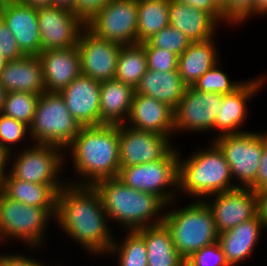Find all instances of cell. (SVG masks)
Here are the masks:
<instances>
[{
	"instance_id": "obj_1",
	"label": "cell",
	"mask_w": 267,
	"mask_h": 266,
	"mask_svg": "<svg viewBox=\"0 0 267 266\" xmlns=\"http://www.w3.org/2000/svg\"><path fill=\"white\" fill-rule=\"evenodd\" d=\"M54 223L94 258L106 256L115 238L100 196L90 185L67 183L58 192Z\"/></svg>"
},
{
	"instance_id": "obj_2",
	"label": "cell",
	"mask_w": 267,
	"mask_h": 266,
	"mask_svg": "<svg viewBox=\"0 0 267 266\" xmlns=\"http://www.w3.org/2000/svg\"><path fill=\"white\" fill-rule=\"evenodd\" d=\"M67 156L74 169V177H66L69 184L92 186L98 180L117 177L120 170L119 125L82 126L65 149L68 161Z\"/></svg>"
},
{
	"instance_id": "obj_3",
	"label": "cell",
	"mask_w": 267,
	"mask_h": 266,
	"mask_svg": "<svg viewBox=\"0 0 267 266\" xmlns=\"http://www.w3.org/2000/svg\"><path fill=\"white\" fill-rule=\"evenodd\" d=\"M105 213L124 231H137L163 223L166 205L155 195L128 187L117 177L96 181Z\"/></svg>"
},
{
	"instance_id": "obj_4",
	"label": "cell",
	"mask_w": 267,
	"mask_h": 266,
	"mask_svg": "<svg viewBox=\"0 0 267 266\" xmlns=\"http://www.w3.org/2000/svg\"><path fill=\"white\" fill-rule=\"evenodd\" d=\"M208 145L193 150L186 158L179 151L178 197L184 194V197L203 200L210 195L237 188L223 152L213 141Z\"/></svg>"
},
{
	"instance_id": "obj_5",
	"label": "cell",
	"mask_w": 267,
	"mask_h": 266,
	"mask_svg": "<svg viewBox=\"0 0 267 266\" xmlns=\"http://www.w3.org/2000/svg\"><path fill=\"white\" fill-rule=\"evenodd\" d=\"M170 205V206H169ZM164 212L163 224L170 231L177 252L186 260L194 252L218 242L219 232L211 210L203 200Z\"/></svg>"
},
{
	"instance_id": "obj_6",
	"label": "cell",
	"mask_w": 267,
	"mask_h": 266,
	"mask_svg": "<svg viewBox=\"0 0 267 266\" xmlns=\"http://www.w3.org/2000/svg\"><path fill=\"white\" fill-rule=\"evenodd\" d=\"M55 213L56 208L25 205L8 198L0 190V243L8 245L15 240L24 243L27 250L28 247L32 251L42 250L48 234L46 230Z\"/></svg>"
},
{
	"instance_id": "obj_7",
	"label": "cell",
	"mask_w": 267,
	"mask_h": 266,
	"mask_svg": "<svg viewBox=\"0 0 267 266\" xmlns=\"http://www.w3.org/2000/svg\"><path fill=\"white\" fill-rule=\"evenodd\" d=\"M30 143L10 153L9 173L21 181L51 185L59 192L68 183L65 177L61 178L68 165L65 150L55 145Z\"/></svg>"
},
{
	"instance_id": "obj_8",
	"label": "cell",
	"mask_w": 267,
	"mask_h": 266,
	"mask_svg": "<svg viewBox=\"0 0 267 266\" xmlns=\"http://www.w3.org/2000/svg\"><path fill=\"white\" fill-rule=\"evenodd\" d=\"M81 127L70 115L60 93L44 92L38 99L29 137L33 144H50L65 150Z\"/></svg>"
},
{
	"instance_id": "obj_9",
	"label": "cell",
	"mask_w": 267,
	"mask_h": 266,
	"mask_svg": "<svg viewBox=\"0 0 267 266\" xmlns=\"http://www.w3.org/2000/svg\"><path fill=\"white\" fill-rule=\"evenodd\" d=\"M178 155L174 146L162 159L120 167L117 178L128 187L157 196L166 206L177 203Z\"/></svg>"
},
{
	"instance_id": "obj_10",
	"label": "cell",
	"mask_w": 267,
	"mask_h": 266,
	"mask_svg": "<svg viewBox=\"0 0 267 266\" xmlns=\"http://www.w3.org/2000/svg\"><path fill=\"white\" fill-rule=\"evenodd\" d=\"M210 140L223 152L230 166L234 185L251 188L255 192V179L263 153V131L246 130Z\"/></svg>"
},
{
	"instance_id": "obj_11",
	"label": "cell",
	"mask_w": 267,
	"mask_h": 266,
	"mask_svg": "<svg viewBox=\"0 0 267 266\" xmlns=\"http://www.w3.org/2000/svg\"><path fill=\"white\" fill-rule=\"evenodd\" d=\"M137 0H111L85 27L96 37L124 46L138 43Z\"/></svg>"
},
{
	"instance_id": "obj_12",
	"label": "cell",
	"mask_w": 267,
	"mask_h": 266,
	"mask_svg": "<svg viewBox=\"0 0 267 266\" xmlns=\"http://www.w3.org/2000/svg\"><path fill=\"white\" fill-rule=\"evenodd\" d=\"M222 103L223 94L201 92L187 86L184 96L174 109V136L184 132H213Z\"/></svg>"
},
{
	"instance_id": "obj_13",
	"label": "cell",
	"mask_w": 267,
	"mask_h": 266,
	"mask_svg": "<svg viewBox=\"0 0 267 266\" xmlns=\"http://www.w3.org/2000/svg\"><path fill=\"white\" fill-rule=\"evenodd\" d=\"M174 142L165 135L119 125L120 167H129L162 159Z\"/></svg>"
},
{
	"instance_id": "obj_14",
	"label": "cell",
	"mask_w": 267,
	"mask_h": 266,
	"mask_svg": "<svg viewBox=\"0 0 267 266\" xmlns=\"http://www.w3.org/2000/svg\"><path fill=\"white\" fill-rule=\"evenodd\" d=\"M120 48L121 45L98 38L85 27L77 42L81 74L99 82L115 79Z\"/></svg>"
},
{
	"instance_id": "obj_15",
	"label": "cell",
	"mask_w": 267,
	"mask_h": 266,
	"mask_svg": "<svg viewBox=\"0 0 267 266\" xmlns=\"http://www.w3.org/2000/svg\"><path fill=\"white\" fill-rule=\"evenodd\" d=\"M211 210L218 232L234 228L258 214L257 196L251 188L237 187L203 199Z\"/></svg>"
},
{
	"instance_id": "obj_16",
	"label": "cell",
	"mask_w": 267,
	"mask_h": 266,
	"mask_svg": "<svg viewBox=\"0 0 267 266\" xmlns=\"http://www.w3.org/2000/svg\"><path fill=\"white\" fill-rule=\"evenodd\" d=\"M37 16L41 52L77 46L79 35L85 28V24L73 11L55 6L39 7Z\"/></svg>"
},
{
	"instance_id": "obj_17",
	"label": "cell",
	"mask_w": 267,
	"mask_h": 266,
	"mask_svg": "<svg viewBox=\"0 0 267 266\" xmlns=\"http://www.w3.org/2000/svg\"><path fill=\"white\" fill-rule=\"evenodd\" d=\"M265 74V75H264ZM255 78H248L234 92L223 94V103L215 119L213 131L216 135L213 139L225 134H239L246 132L243 130L248 114V104L254 96L267 84V74L264 73ZM242 128V130L240 129Z\"/></svg>"
},
{
	"instance_id": "obj_18",
	"label": "cell",
	"mask_w": 267,
	"mask_h": 266,
	"mask_svg": "<svg viewBox=\"0 0 267 266\" xmlns=\"http://www.w3.org/2000/svg\"><path fill=\"white\" fill-rule=\"evenodd\" d=\"M100 90L101 82L81 74L59 93L70 115L81 126H99Z\"/></svg>"
},
{
	"instance_id": "obj_19",
	"label": "cell",
	"mask_w": 267,
	"mask_h": 266,
	"mask_svg": "<svg viewBox=\"0 0 267 266\" xmlns=\"http://www.w3.org/2000/svg\"><path fill=\"white\" fill-rule=\"evenodd\" d=\"M125 125L168 136L174 141V109L168 104L142 94H134Z\"/></svg>"
},
{
	"instance_id": "obj_20",
	"label": "cell",
	"mask_w": 267,
	"mask_h": 266,
	"mask_svg": "<svg viewBox=\"0 0 267 266\" xmlns=\"http://www.w3.org/2000/svg\"><path fill=\"white\" fill-rule=\"evenodd\" d=\"M0 16L25 55L38 56L41 53L37 8L18 1L0 6Z\"/></svg>"
},
{
	"instance_id": "obj_21",
	"label": "cell",
	"mask_w": 267,
	"mask_h": 266,
	"mask_svg": "<svg viewBox=\"0 0 267 266\" xmlns=\"http://www.w3.org/2000/svg\"><path fill=\"white\" fill-rule=\"evenodd\" d=\"M262 231L267 232V229L257 214L250 220L219 233L218 243L229 266H237L240 262L253 258L256 246H259V240L262 239Z\"/></svg>"
},
{
	"instance_id": "obj_22",
	"label": "cell",
	"mask_w": 267,
	"mask_h": 266,
	"mask_svg": "<svg viewBox=\"0 0 267 266\" xmlns=\"http://www.w3.org/2000/svg\"><path fill=\"white\" fill-rule=\"evenodd\" d=\"M38 56L42 63L46 92L59 93L81 75L77 46L44 50Z\"/></svg>"
},
{
	"instance_id": "obj_23",
	"label": "cell",
	"mask_w": 267,
	"mask_h": 266,
	"mask_svg": "<svg viewBox=\"0 0 267 266\" xmlns=\"http://www.w3.org/2000/svg\"><path fill=\"white\" fill-rule=\"evenodd\" d=\"M0 85L6 92H46L42 63L39 56L25 55L22 58L8 60L0 74Z\"/></svg>"
},
{
	"instance_id": "obj_24",
	"label": "cell",
	"mask_w": 267,
	"mask_h": 266,
	"mask_svg": "<svg viewBox=\"0 0 267 266\" xmlns=\"http://www.w3.org/2000/svg\"><path fill=\"white\" fill-rule=\"evenodd\" d=\"M169 26L180 30L191 42L214 37L220 24L207 12L169 0Z\"/></svg>"
},
{
	"instance_id": "obj_25",
	"label": "cell",
	"mask_w": 267,
	"mask_h": 266,
	"mask_svg": "<svg viewBox=\"0 0 267 266\" xmlns=\"http://www.w3.org/2000/svg\"><path fill=\"white\" fill-rule=\"evenodd\" d=\"M135 89L117 79L101 82L100 125L125 124L130 111Z\"/></svg>"
},
{
	"instance_id": "obj_26",
	"label": "cell",
	"mask_w": 267,
	"mask_h": 266,
	"mask_svg": "<svg viewBox=\"0 0 267 266\" xmlns=\"http://www.w3.org/2000/svg\"><path fill=\"white\" fill-rule=\"evenodd\" d=\"M216 37L192 42L178 57L179 75L187 86H192L202 75L220 61Z\"/></svg>"
},
{
	"instance_id": "obj_27",
	"label": "cell",
	"mask_w": 267,
	"mask_h": 266,
	"mask_svg": "<svg viewBox=\"0 0 267 266\" xmlns=\"http://www.w3.org/2000/svg\"><path fill=\"white\" fill-rule=\"evenodd\" d=\"M187 85L182 81L179 71L159 72L148 69L140 78L135 94L152 97L175 109L184 96Z\"/></svg>"
},
{
	"instance_id": "obj_28",
	"label": "cell",
	"mask_w": 267,
	"mask_h": 266,
	"mask_svg": "<svg viewBox=\"0 0 267 266\" xmlns=\"http://www.w3.org/2000/svg\"><path fill=\"white\" fill-rule=\"evenodd\" d=\"M136 232L146 244L148 266H180L185 261L175 249L170 231L163 223Z\"/></svg>"
},
{
	"instance_id": "obj_29",
	"label": "cell",
	"mask_w": 267,
	"mask_h": 266,
	"mask_svg": "<svg viewBox=\"0 0 267 266\" xmlns=\"http://www.w3.org/2000/svg\"><path fill=\"white\" fill-rule=\"evenodd\" d=\"M0 190L10 199L40 208H56L58 192L51 185L21 181L8 173Z\"/></svg>"
},
{
	"instance_id": "obj_30",
	"label": "cell",
	"mask_w": 267,
	"mask_h": 266,
	"mask_svg": "<svg viewBox=\"0 0 267 266\" xmlns=\"http://www.w3.org/2000/svg\"><path fill=\"white\" fill-rule=\"evenodd\" d=\"M138 43L169 26V0H137Z\"/></svg>"
},
{
	"instance_id": "obj_31",
	"label": "cell",
	"mask_w": 267,
	"mask_h": 266,
	"mask_svg": "<svg viewBox=\"0 0 267 266\" xmlns=\"http://www.w3.org/2000/svg\"><path fill=\"white\" fill-rule=\"evenodd\" d=\"M147 70V58L143 43L121 46L115 79L135 89Z\"/></svg>"
},
{
	"instance_id": "obj_32",
	"label": "cell",
	"mask_w": 267,
	"mask_h": 266,
	"mask_svg": "<svg viewBox=\"0 0 267 266\" xmlns=\"http://www.w3.org/2000/svg\"><path fill=\"white\" fill-rule=\"evenodd\" d=\"M125 238L116 236L106 255L117 258L118 266H148L144 239L136 231H125Z\"/></svg>"
},
{
	"instance_id": "obj_33",
	"label": "cell",
	"mask_w": 267,
	"mask_h": 266,
	"mask_svg": "<svg viewBox=\"0 0 267 266\" xmlns=\"http://www.w3.org/2000/svg\"><path fill=\"white\" fill-rule=\"evenodd\" d=\"M40 95L29 92H6L2 114L30 126Z\"/></svg>"
},
{
	"instance_id": "obj_34",
	"label": "cell",
	"mask_w": 267,
	"mask_h": 266,
	"mask_svg": "<svg viewBox=\"0 0 267 266\" xmlns=\"http://www.w3.org/2000/svg\"><path fill=\"white\" fill-rule=\"evenodd\" d=\"M220 65L221 62L219 61L191 87L201 92L229 94L244 83V80L241 81V79L239 81L229 79L230 77L221 69L222 67Z\"/></svg>"
},
{
	"instance_id": "obj_35",
	"label": "cell",
	"mask_w": 267,
	"mask_h": 266,
	"mask_svg": "<svg viewBox=\"0 0 267 266\" xmlns=\"http://www.w3.org/2000/svg\"><path fill=\"white\" fill-rule=\"evenodd\" d=\"M28 136H30L28 125L0 113V145L9 153L14 152L16 150L14 146L19 145L22 140L31 141Z\"/></svg>"
},
{
	"instance_id": "obj_36",
	"label": "cell",
	"mask_w": 267,
	"mask_h": 266,
	"mask_svg": "<svg viewBox=\"0 0 267 266\" xmlns=\"http://www.w3.org/2000/svg\"><path fill=\"white\" fill-rule=\"evenodd\" d=\"M146 42L151 47L169 50L178 57L192 43L184 33L171 26L163 28L160 32L147 39Z\"/></svg>"
},
{
	"instance_id": "obj_37",
	"label": "cell",
	"mask_w": 267,
	"mask_h": 266,
	"mask_svg": "<svg viewBox=\"0 0 267 266\" xmlns=\"http://www.w3.org/2000/svg\"><path fill=\"white\" fill-rule=\"evenodd\" d=\"M221 10V25L226 24L225 26L235 25L240 27L243 22L245 23L253 18V16L255 17V0H226Z\"/></svg>"
},
{
	"instance_id": "obj_38",
	"label": "cell",
	"mask_w": 267,
	"mask_h": 266,
	"mask_svg": "<svg viewBox=\"0 0 267 266\" xmlns=\"http://www.w3.org/2000/svg\"><path fill=\"white\" fill-rule=\"evenodd\" d=\"M147 58V68L159 72L178 70V56L169 50L151 47L146 41L143 42Z\"/></svg>"
},
{
	"instance_id": "obj_39",
	"label": "cell",
	"mask_w": 267,
	"mask_h": 266,
	"mask_svg": "<svg viewBox=\"0 0 267 266\" xmlns=\"http://www.w3.org/2000/svg\"><path fill=\"white\" fill-rule=\"evenodd\" d=\"M186 261L192 266H229L218 242L194 252Z\"/></svg>"
},
{
	"instance_id": "obj_40",
	"label": "cell",
	"mask_w": 267,
	"mask_h": 266,
	"mask_svg": "<svg viewBox=\"0 0 267 266\" xmlns=\"http://www.w3.org/2000/svg\"><path fill=\"white\" fill-rule=\"evenodd\" d=\"M0 50L7 60L19 59L25 56L20 49L8 25L0 16Z\"/></svg>"
},
{
	"instance_id": "obj_41",
	"label": "cell",
	"mask_w": 267,
	"mask_h": 266,
	"mask_svg": "<svg viewBox=\"0 0 267 266\" xmlns=\"http://www.w3.org/2000/svg\"><path fill=\"white\" fill-rule=\"evenodd\" d=\"M111 0H75L74 13L86 24Z\"/></svg>"
},
{
	"instance_id": "obj_42",
	"label": "cell",
	"mask_w": 267,
	"mask_h": 266,
	"mask_svg": "<svg viewBox=\"0 0 267 266\" xmlns=\"http://www.w3.org/2000/svg\"><path fill=\"white\" fill-rule=\"evenodd\" d=\"M18 253V254H17ZM13 253H1L0 254V266H50L44 262L40 261L38 258H32V256H27V254H19L20 252ZM58 266V265H57ZM61 266V265H59Z\"/></svg>"
},
{
	"instance_id": "obj_43",
	"label": "cell",
	"mask_w": 267,
	"mask_h": 266,
	"mask_svg": "<svg viewBox=\"0 0 267 266\" xmlns=\"http://www.w3.org/2000/svg\"><path fill=\"white\" fill-rule=\"evenodd\" d=\"M209 13L219 24L222 23V10L215 0H172Z\"/></svg>"
},
{
	"instance_id": "obj_44",
	"label": "cell",
	"mask_w": 267,
	"mask_h": 266,
	"mask_svg": "<svg viewBox=\"0 0 267 266\" xmlns=\"http://www.w3.org/2000/svg\"><path fill=\"white\" fill-rule=\"evenodd\" d=\"M267 188V131L263 132V153L255 179V192Z\"/></svg>"
},
{
	"instance_id": "obj_45",
	"label": "cell",
	"mask_w": 267,
	"mask_h": 266,
	"mask_svg": "<svg viewBox=\"0 0 267 266\" xmlns=\"http://www.w3.org/2000/svg\"><path fill=\"white\" fill-rule=\"evenodd\" d=\"M256 196L258 215L267 229V188L257 191Z\"/></svg>"
},
{
	"instance_id": "obj_46",
	"label": "cell",
	"mask_w": 267,
	"mask_h": 266,
	"mask_svg": "<svg viewBox=\"0 0 267 266\" xmlns=\"http://www.w3.org/2000/svg\"><path fill=\"white\" fill-rule=\"evenodd\" d=\"M9 156L10 153L0 145V184L4 177L9 173Z\"/></svg>"
},
{
	"instance_id": "obj_47",
	"label": "cell",
	"mask_w": 267,
	"mask_h": 266,
	"mask_svg": "<svg viewBox=\"0 0 267 266\" xmlns=\"http://www.w3.org/2000/svg\"><path fill=\"white\" fill-rule=\"evenodd\" d=\"M20 1L28 6L35 8L52 6V0H20Z\"/></svg>"
},
{
	"instance_id": "obj_48",
	"label": "cell",
	"mask_w": 267,
	"mask_h": 266,
	"mask_svg": "<svg viewBox=\"0 0 267 266\" xmlns=\"http://www.w3.org/2000/svg\"><path fill=\"white\" fill-rule=\"evenodd\" d=\"M259 18L267 15V0H255V17Z\"/></svg>"
},
{
	"instance_id": "obj_49",
	"label": "cell",
	"mask_w": 267,
	"mask_h": 266,
	"mask_svg": "<svg viewBox=\"0 0 267 266\" xmlns=\"http://www.w3.org/2000/svg\"><path fill=\"white\" fill-rule=\"evenodd\" d=\"M52 6L66 8L74 12L75 0H52Z\"/></svg>"
},
{
	"instance_id": "obj_50",
	"label": "cell",
	"mask_w": 267,
	"mask_h": 266,
	"mask_svg": "<svg viewBox=\"0 0 267 266\" xmlns=\"http://www.w3.org/2000/svg\"><path fill=\"white\" fill-rule=\"evenodd\" d=\"M5 95H6V91L0 85V113L2 112V109H3V106H4Z\"/></svg>"
},
{
	"instance_id": "obj_51",
	"label": "cell",
	"mask_w": 267,
	"mask_h": 266,
	"mask_svg": "<svg viewBox=\"0 0 267 266\" xmlns=\"http://www.w3.org/2000/svg\"><path fill=\"white\" fill-rule=\"evenodd\" d=\"M8 60L5 58V56L3 55V53L0 50V74L2 72V70L4 69V67L6 66Z\"/></svg>"
},
{
	"instance_id": "obj_52",
	"label": "cell",
	"mask_w": 267,
	"mask_h": 266,
	"mask_svg": "<svg viewBox=\"0 0 267 266\" xmlns=\"http://www.w3.org/2000/svg\"><path fill=\"white\" fill-rule=\"evenodd\" d=\"M20 0H0V6L6 5V4H10V3H14V2H18Z\"/></svg>"
},
{
	"instance_id": "obj_53",
	"label": "cell",
	"mask_w": 267,
	"mask_h": 266,
	"mask_svg": "<svg viewBox=\"0 0 267 266\" xmlns=\"http://www.w3.org/2000/svg\"><path fill=\"white\" fill-rule=\"evenodd\" d=\"M215 2L222 7L224 5V3L226 2V0H215Z\"/></svg>"
},
{
	"instance_id": "obj_54",
	"label": "cell",
	"mask_w": 267,
	"mask_h": 266,
	"mask_svg": "<svg viewBox=\"0 0 267 266\" xmlns=\"http://www.w3.org/2000/svg\"><path fill=\"white\" fill-rule=\"evenodd\" d=\"M180 266H192V265L185 260Z\"/></svg>"
}]
</instances>
